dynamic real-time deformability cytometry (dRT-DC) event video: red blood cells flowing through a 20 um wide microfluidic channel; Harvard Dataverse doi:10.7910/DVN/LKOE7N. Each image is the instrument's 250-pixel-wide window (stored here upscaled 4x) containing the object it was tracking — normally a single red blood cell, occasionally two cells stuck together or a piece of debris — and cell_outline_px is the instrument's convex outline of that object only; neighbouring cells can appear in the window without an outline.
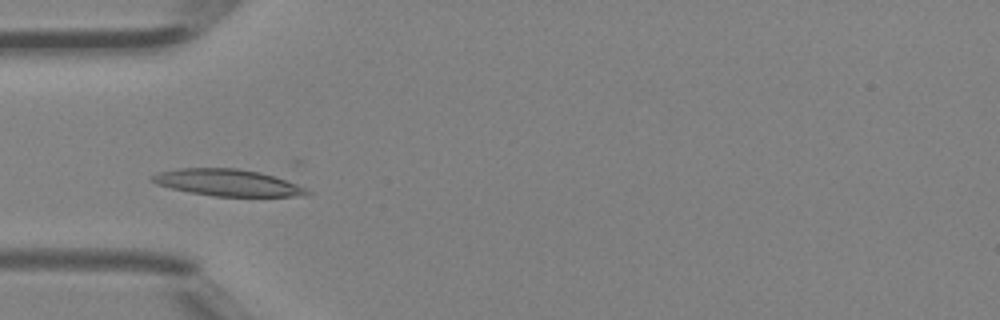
{"species": "Egyptian fruit bat (a non-hibernating species)", "species_latin": "Rousettus aegyptiacus", "temperature_condition": "room temperature", "stored_images_in_passage": 33, "camera_frame_rate_fps": 3000, "um_per_image_px": 0.085, "animal": {"sex": "female"}, "frame": {"image": 1, "passage_image": 1, "time_ms": 0.0, "image_size_px": [1000, 320], "cell_outline_px": [[312, 192], [292, 196], [216, 196], [192, 192], [172, 188], [156, 184], [152, 180], [152, 176], [160, 172], [180, 168], [236, 168], [260, 172], [308, 188]], "centroid_in_image_um": [19.34, 15.52], "position_along_channel_um": 65.7, "area_um2": 23.52}}
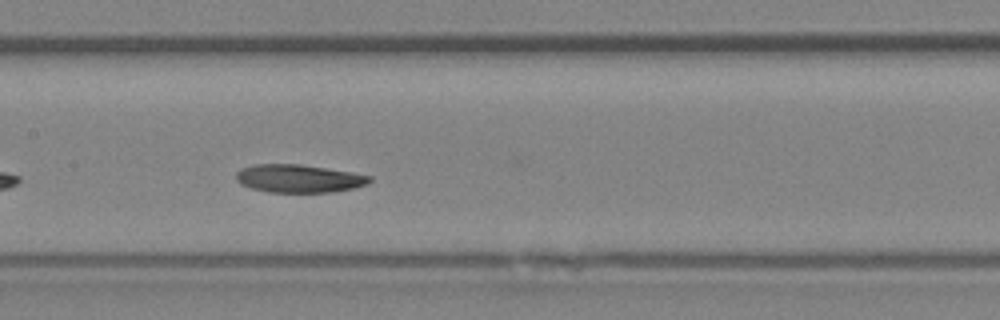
{"frame": {"image": 2, "passage_image": 9, "time_ms": 2.667, "image_size_px": [1000, 320], "cell_outline_px": [[372, 180], [368, 184], [352, 188], [332, 192], [268, 192], [252, 188], [240, 184], [236, 180], [236, 172], [240, 168], [252, 164], [300, 164], [352, 172], [372, 176]], "centroid_in_image_um": [25.38, 15.17], "position_along_channel_um": 182.0, "area_um2": 21.91}}
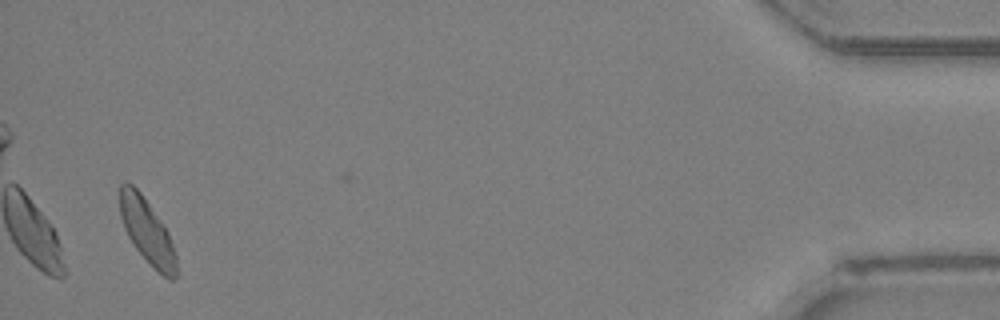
{"frame": {"image": 3, "passage_image": 31, "time_ms": 10.0, "image_size_px": [1000, 320], "cell_outline_px": [[180, 272], [172, 280], [168, 280], [136, 248], [128, 236], [124, 228], [120, 216], [120, 184], [132, 184], [140, 192], [168, 232], [176, 256]], "centroid_in_image_um": [12.53, 19.69], "position_along_channel_um": 422.7, "area_um2": 20.75}, "authors_computed_cell_mechanics": {"area_um2": 21.9062, "velocity_mm_per_s": 4.4151, "shape_relaxation_time_tau1_ms": 3.3985, "shape_relaxation_time_tau2_ms": null, "deformation_change_tau1": 0.1139, "deformation_change_tau2": null}}